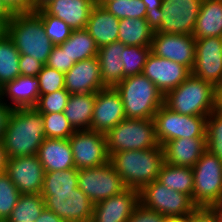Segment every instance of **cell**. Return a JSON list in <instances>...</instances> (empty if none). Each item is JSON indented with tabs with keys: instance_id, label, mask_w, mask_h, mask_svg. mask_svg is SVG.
<instances>
[{
	"instance_id": "8992f818",
	"label": "cell",
	"mask_w": 222,
	"mask_h": 222,
	"mask_svg": "<svg viewBox=\"0 0 222 222\" xmlns=\"http://www.w3.org/2000/svg\"><path fill=\"white\" fill-rule=\"evenodd\" d=\"M107 152L146 150L162 147L156 138L154 119L125 118L106 134Z\"/></svg>"
},
{
	"instance_id": "4fadbf2b",
	"label": "cell",
	"mask_w": 222,
	"mask_h": 222,
	"mask_svg": "<svg viewBox=\"0 0 222 222\" xmlns=\"http://www.w3.org/2000/svg\"><path fill=\"white\" fill-rule=\"evenodd\" d=\"M45 208L65 222H91L94 203L78 187L73 191L42 195Z\"/></svg>"
},
{
	"instance_id": "ba28073f",
	"label": "cell",
	"mask_w": 222,
	"mask_h": 222,
	"mask_svg": "<svg viewBox=\"0 0 222 222\" xmlns=\"http://www.w3.org/2000/svg\"><path fill=\"white\" fill-rule=\"evenodd\" d=\"M139 201L145 208L156 211L167 219L185 218L197 208L188 195L174 191L158 180L139 190Z\"/></svg>"
},
{
	"instance_id": "cb8c5ba5",
	"label": "cell",
	"mask_w": 222,
	"mask_h": 222,
	"mask_svg": "<svg viewBox=\"0 0 222 222\" xmlns=\"http://www.w3.org/2000/svg\"><path fill=\"white\" fill-rule=\"evenodd\" d=\"M119 21L98 2L94 5L87 21L86 30L98 48L118 41Z\"/></svg>"
},
{
	"instance_id": "1f68e13d",
	"label": "cell",
	"mask_w": 222,
	"mask_h": 222,
	"mask_svg": "<svg viewBox=\"0 0 222 222\" xmlns=\"http://www.w3.org/2000/svg\"><path fill=\"white\" fill-rule=\"evenodd\" d=\"M20 53L12 39L5 33L0 37V85L13 81L20 75Z\"/></svg>"
},
{
	"instance_id": "9f6ffc18",
	"label": "cell",
	"mask_w": 222,
	"mask_h": 222,
	"mask_svg": "<svg viewBox=\"0 0 222 222\" xmlns=\"http://www.w3.org/2000/svg\"><path fill=\"white\" fill-rule=\"evenodd\" d=\"M211 208L217 213L219 221L222 222V203L218 204V205H215Z\"/></svg>"
},
{
	"instance_id": "e575fe53",
	"label": "cell",
	"mask_w": 222,
	"mask_h": 222,
	"mask_svg": "<svg viewBox=\"0 0 222 222\" xmlns=\"http://www.w3.org/2000/svg\"><path fill=\"white\" fill-rule=\"evenodd\" d=\"M107 11L117 19L146 17V5L142 0H97Z\"/></svg>"
},
{
	"instance_id": "44dd1931",
	"label": "cell",
	"mask_w": 222,
	"mask_h": 222,
	"mask_svg": "<svg viewBox=\"0 0 222 222\" xmlns=\"http://www.w3.org/2000/svg\"><path fill=\"white\" fill-rule=\"evenodd\" d=\"M97 0H52L42 9L63 20L72 30L85 29Z\"/></svg>"
},
{
	"instance_id": "d590c367",
	"label": "cell",
	"mask_w": 222,
	"mask_h": 222,
	"mask_svg": "<svg viewBox=\"0 0 222 222\" xmlns=\"http://www.w3.org/2000/svg\"><path fill=\"white\" fill-rule=\"evenodd\" d=\"M151 53V47L125 46L122 53L123 79L142 74L144 65Z\"/></svg>"
},
{
	"instance_id": "2e32d148",
	"label": "cell",
	"mask_w": 222,
	"mask_h": 222,
	"mask_svg": "<svg viewBox=\"0 0 222 222\" xmlns=\"http://www.w3.org/2000/svg\"><path fill=\"white\" fill-rule=\"evenodd\" d=\"M44 169L37 155L9 158L6 174L21 194H41Z\"/></svg>"
},
{
	"instance_id": "7a4b0ae2",
	"label": "cell",
	"mask_w": 222,
	"mask_h": 222,
	"mask_svg": "<svg viewBox=\"0 0 222 222\" xmlns=\"http://www.w3.org/2000/svg\"><path fill=\"white\" fill-rule=\"evenodd\" d=\"M109 161L127 188L140 190L158 179L164 152L162 147L120 151L113 153Z\"/></svg>"
},
{
	"instance_id": "7dc6e473",
	"label": "cell",
	"mask_w": 222,
	"mask_h": 222,
	"mask_svg": "<svg viewBox=\"0 0 222 222\" xmlns=\"http://www.w3.org/2000/svg\"><path fill=\"white\" fill-rule=\"evenodd\" d=\"M15 12L32 11V0H3Z\"/></svg>"
},
{
	"instance_id": "f6af8a7d",
	"label": "cell",
	"mask_w": 222,
	"mask_h": 222,
	"mask_svg": "<svg viewBox=\"0 0 222 222\" xmlns=\"http://www.w3.org/2000/svg\"><path fill=\"white\" fill-rule=\"evenodd\" d=\"M43 67L44 64L36 60L34 57L28 55H20L19 59L20 75L37 77V75L41 72Z\"/></svg>"
},
{
	"instance_id": "d6986e66",
	"label": "cell",
	"mask_w": 222,
	"mask_h": 222,
	"mask_svg": "<svg viewBox=\"0 0 222 222\" xmlns=\"http://www.w3.org/2000/svg\"><path fill=\"white\" fill-rule=\"evenodd\" d=\"M139 204V190L127 188L94 204L91 222H127Z\"/></svg>"
},
{
	"instance_id": "4316f807",
	"label": "cell",
	"mask_w": 222,
	"mask_h": 222,
	"mask_svg": "<svg viewBox=\"0 0 222 222\" xmlns=\"http://www.w3.org/2000/svg\"><path fill=\"white\" fill-rule=\"evenodd\" d=\"M192 36L222 38V0H202Z\"/></svg>"
},
{
	"instance_id": "ffe728a7",
	"label": "cell",
	"mask_w": 222,
	"mask_h": 222,
	"mask_svg": "<svg viewBox=\"0 0 222 222\" xmlns=\"http://www.w3.org/2000/svg\"><path fill=\"white\" fill-rule=\"evenodd\" d=\"M64 74L65 90L70 94L96 93L106 88L101 80V71L97 56L75 63Z\"/></svg>"
},
{
	"instance_id": "bcb514c9",
	"label": "cell",
	"mask_w": 222,
	"mask_h": 222,
	"mask_svg": "<svg viewBox=\"0 0 222 222\" xmlns=\"http://www.w3.org/2000/svg\"><path fill=\"white\" fill-rule=\"evenodd\" d=\"M186 222H220L217 213L208 207H197L190 215L186 216Z\"/></svg>"
},
{
	"instance_id": "83f0119b",
	"label": "cell",
	"mask_w": 222,
	"mask_h": 222,
	"mask_svg": "<svg viewBox=\"0 0 222 222\" xmlns=\"http://www.w3.org/2000/svg\"><path fill=\"white\" fill-rule=\"evenodd\" d=\"M96 93L70 94L64 115L75 131L91 130Z\"/></svg>"
},
{
	"instance_id": "6f0895ef",
	"label": "cell",
	"mask_w": 222,
	"mask_h": 222,
	"mask_svg": "<svg viewBox=\"0 0 222 222\" xmlns=\"http://www.w3.org/2000/svg\"><path fill=\"white\" fill-rule=\"evenodd\" d=\"M6 33V24L0 19V37Z\"/></svg>"
},
{
	"instance_id": "f1b7e54d",
	"label": "cell",
	"mask_w": 222,
	"mask_h": 222,
	"mask_svg": "<svg viewBox=\"0 0 222 222\" xmlns=\"http://www.w3.org/2000/svg\"><path fill=\"white\" fill-rule=\"evenodd\" d=\"M153 33L149 19L123 18L119 21L118 41L126 46L151 47Z\"/></svg>"
},
{
	"instance_id": "8d00e7d4",
	"label": "cell",
	"mask_w": 222,
	"mask_h": 222,
	"mask_svg": "<svg viewBox=\"0 0 222 222\" xmlns=\"http://www.w3.org/2000/svg\"><path fill=\"white\" fill-rule=\"evenodd\" d=\"M41 115L46 138L69 139L75 132L64 112Z\"/></svg>"
},
{
	"instance_id": "816d5d0a",
	"label": "cell",
	"mask_w": 222,
	"mask_h": 222,
	"mask_svg": "<svg viewBox=\"0 0 222 222\" xmlns=\"http://www.w3.org/2000/svg\"><path fill=\"white\" fill-rule=\"evenodd\" d=\"M13 16L14 12L3 0H0V19L7 25Z\"/></svg>"
},
{
	"instance_id": "4dcf8cb0",
	"label": "cell",
	"mask_w": 222,
	"mask_h": 222,
	"mask_svg": "<svg viewBox=\"0 0 222 222\" xmlns=\"http://www.w3.org/2000/svg\"><path fill=\"white\" fill-rule=\"evenodd\" d=\"M59 46L62 50H66L75 63L96 57L99 49L86 29L73 30L70 37Z\"/></svg>"
},
{
	"instance_id": "836d02e7",
	"label": "cell",
	"mask_w": 222,
	"mask_h": 222,
	"mask_svg": "<svg viewBox=\"0 0 222 222\" xmlns=\"http://www.w3.org/2000/svg\"><path fill=\"white\" fill-rule=\"evenodd\" d=\"M78 172L79 170L76 168L45 172L41 195H53V192L73 191L78 187Z\"/></svg>"
},
{
	"instance_id": "9a60e30c",
	"label": "cell",
	"mask_w": 222,
	"mask_h": 222,
	"mask_svg": "<svg viewBox=\"0 0 222 222\" xmlns=\"http://www.w3.org/2000/svg\"><path fill=\"white\" fill-rule=\"evenodd\" d=\"M195 44L196 39L192 35L154 32L151 52L191 71L195 63Z\"/></svg>"
},
{
	"instance_id": "8fae6325",
	"label": "cell",
	"mask_w": 222,
	"mask_h": 222,
	"mask_svg": "<svg viewBox=\"0 0 222 222\" xmlns=\"http://www.w3.org/2000/svg\"><path fill=\"white\" fill-rule=\"evenodd\" d=\"M78 188L94 203L121 194L127 189L109 162L78 172Z\"/></svg>"
},
{
	"instance_id": "52a82bcc",
	"label": "cell",
	"mask_w": 222,
	"mask_h": 222,
	"mask_svg": "<svg viewBox=\"0 0 222 222\" xmlns=\"http://www.w3.org/2000/svg\"><path fill=\"white\" fill-rule=\"evenodd\" d=\"M193 203L211 208L222 203V160L206 150L192 167Z\"/></svg>"
},
{
	"instance_id": "d4e9b609",
	"label": "cell",
	"mask_w": 222,
	"mask_h": 222,
	"mask_svg": "<svg viewBox=\"0 0 222 222\" xmlns=\"http://www.w3.org/2000/svg\"><path fill=\"white\" fill-rule=\"evenodd\" d=\"M44 172L75 168L68 139L45 138L37 153Z\"/></svg>"
},
{
	"instance_id": "680465c9",
	"label": "cell",
	"mask_w": 222,
	"mask_h": 222,
	"mask_svg": "<svg viewBox=\"0 0 222 222\" xmlns=\"http://www.w3.org/2000/svg\"><path fill=\"white\" fill-rule=\"evenodd\" d=\"M166 222H186V217L181 219H167Z\"/></svg>"
},
{
	"instance_id": "ab89813d",
	"label": "cell",
	"mask_w": 222,
	"mask_h": 222,
	"mask_svg": "<svg viewBox=\"0 0 222 222\" xmlns=\"http://www.w3.org/2000/svg\"><path fill=\"white\" fill-rule=\"evenodd\" d=\"M207 150L222 160V115L212 111L206 120Z\"/></svg>"
},
{
	"instance_id": "f546056e",
	"label": "cell",
	"mask_w": 222,
	"mask_h": 222,
	"mask_svg": "<svg viewBox=\"0 0 222 222\" xmlns=\"http://www.w3.org/2000/svg\"><path fill=\"white\" fill-rule=\"evenodd\" d=\"M164 186L188 195L193 201V169L173 166L164 162L159 171L158 179Z\"/></svg>"
},
{
	"instance_id": "74e56055",
	"label": "cell",
	"mask_w": 222,
	"mask_h": 222,
	"mask_svg": "<svg viewBox=\"0 0 222 222\" xmlns=\"http://www.w3.org/2000/svg\"><path fill=\"white\" fill-rule=\"evenodd\" d=\"M42 19L45 34L54 45L64 43L73 31L63 20L48 15L43 9L35 11Z\"/></svg>"
},
{
	"instance_id": "f907efd6",
	"label": "cell",
	"mask_w": 222,
	"mask_h": 222,
	"mask_svg": "<svg viewBox=\"0 0 222 222\" xmlns=\"http://www.w3.org/2000/svg\"><path fill=\"white\" fill-rule=\"evenodd\" d=\"M36 222H65L58 217L54 212L44 208L41 215L35 220Z\"/></svg>"
},
{
	"instance_id": "91938a15",
	"label": "cell",
	"mask_w": 222,
	"mask_h": 222,
	"mask_svg": "<svg viewBox=\"0 0 222 222\" xmlns=\"http://www.w3.org/2000/svg\"><path fill=\"white\" fill-rule=\"evenodd\" d=\"M3 101V91H2V86L0 85V102Z\"/></svg>"
},
{
	"instance_id": "d6a6232c",
	"label": "cell",
	"mask_w": 222,
	"mask_h": 222,
	"mask_svg": "<svg viewBox=\"0 0 222 222\" xmlns=\"http://www.w3.org/2000/svg\"><path fill=\"white\" fill-rule=\"evenodd\" d=\"M44 208L41 194H21L6 222H34Z\"/></svg>"
},
{
	"instance_id": "681fc988",
	"label": "cell",
	"mask_w": 222,
	"mask_h": 222,
	"mask_svg": "<svg viewBox=\"0 0 222 222\" xmlns=\"http://www.w3.org/2000/svg\"><path fill=\"white\" fill-rule=\"evenodd\" d=\"M142 2L146 5V17L152 20L161 10L163 0H142Z\"/></svg>"
},
{
	"instance_id": "e0dca14e",
	"label": "cell",
	"mask_w": 222,
	"mask_h": 222,
	"mask_svg": "<svg viewBox=\"0 0 222 222\" xmlns=\"http://www.w3.org/2000/svg\"><path fill=\"white\" fill-rule=\"evenodd\" d=\"M126 118L121 97L114 87L96 92L91 130L106 134Z\"/></svg>"
},
{
	"instance_id": "6da1fadb",
	"label": "cell",
	"mask_w": 222,
	"mask_h": 222,
	"mask_svg": "<svg viewBox=\"0 0 222 222\" xmlns=\"http://www.w3.org/2000/svg\"><path fill=\"white\" fill-rule=\"evenodd\" d=\"M41 113L35 107L13 109L2 139L9 158L37 155L45 132Z\"/></svg>"
},
{
	"instance_id": "603a6c76",
	"label": "cell",
	"mask_w": 222,
	"mask_h": 222,
	"mask_svg": "<svg viewBox=\"0 0 222 222\" xmlns=\"http://www.w3.org/2000/svg\"><path fill=\"white\" fill-rule=\"evenodd\" d=\"M3 102L12 109L35 107L39 99V80L33 76H18L3 87Z\"/></svg>"
},
{
	"instance_id": "7c38bea8",
	"label": "cell",
	"mask_w": 222,
	"mask_h": 222,
	"mask_svg": "<svg viewBox=\"0 0 222 222\" xmlns=\"http://www.w3.org/2000/svg\"><path fill=\"white\" fill-rule=\"evenodd\" d=\"M68 140L76 169L98 167L109 162L105 134L81 130L75 131Z\"/></svg>"
},
{
	"instance_id": "3957f363",
	"label": "cell",
	"mask_w": 222,
	"mask_h": 222,
	"mask_svg": "<svg viewBox=\"0 0 222 222\" xmlns=\"http://www.w3.org/2000/svg\"><path fill=\"white\" fill-rule=\"evenodd\" d=\"M20 55H28L46 65L54 44L45 34L42 19L35 11L15 12L6 25Z\"/></svg>"
},
{
	"instance_id": "60d3db41",
	"label": "cell",
	"mask_w": 222,
	"mask_h": 222,
	"mask_svg": "<svg viewBox=\"0 0 222 222\" xmlns=\"http://www.w3.org/2000/svg\"><path fill=\"white\" fill-rule=\"evenodd\" d=\"M69 96L70 93L65 89L40 95L35 108L41 114L64 112Z\"/></svg>"
},
{
	"instance_id": "ee69618b",
	"label": "cell",
	"mask_w": 222,
	"mask_h": 222,
	"mask_svg": "<svg viewBox=\"0 0 222 222\" xmlns=\"http://www.w3.org/2000/svg\"><path fill=\"white\" fill-rule=\"evenodd\" d=\"M166 220L167 218L160 213L149 210L139 204L127 222H166Z\"/></svg>"
},
{
	"instance_id": "5bb4252c",
	"label": "cell",
	"mask_w": 222,
	"mask_h": 222,
	"mask_svg": "<svg viewBox=\"0 0 222 222\" xmlns=\"http://www.w3.org/2000/svg\"><path fill=\"white\" fill-rule=\"evenodd\" d=\"M191 74L215 87L222 83V38L196 39L195 63Z\"/></svg>"
},
{
	"instance_id": "277c9868",
	"label": "cell",
	"mask_w": 222,
	"mask_h": 222,
	"mask_svg": "<svg viewBox=\"0 0 222 222\" xmlns=\"http://www.w3.org/2000/svg\"><path fill=\"white\" fill-rule=\"evenodd\" d=\"M164 105L182 115L208 117L215 110L216 87L191 74L164 95Z\"/></svg>"
},
{
	"instance_id": "484cf974",
	"label": "cell",
	"mask_w": 222,
	"mask_h": 222,
	"mask_svg": "<svg viewBox=\"0 0 222 222\" xmlns=\"http://www.w3.org/2000/svg\"><path fill=\"white\" fill-rule=\"evenodd\" d=\"M126 45L113 42L98 49L101 80L106 87H114L123 80L122 53Z\"/></svg>"
},
{
	"instance_id": "b9f144b4",
	"label": "cell",
	"mask_w": 222,
	"mask_h": 222,
	"mask_svg": "<svg viewBox=\"0 0 222 222\" xmlns=\"http://www.w3.org/2000/svg\"><path fill=\"white\" fill-rule=\"evenodd\" d=\"M37 78L40 95L65 89V74L47 65H44Z\"/></svg>"
},
{
	"instance_id": "f5cc1de1",
	"label": "cell",
	"mask_w": 222,
	"mask_h": 222,
	"mask_svg": "<svg viewBox=\"0 0 222 222\" xmlns=\"http://www.w3.org/2000/svg\"><path fill=\"white\" fill-rule=\"evenodd\" d=\"M9 157L7 156V152L4 148L3 142L0 141V174L6 173V166Z\"/></svg>"
},
{
	"instance_id": "30bf717a",
	"label": "cell",
	"mask_w": 222,
	"mask_h": 222,
	"mask_svg": "<svg viewBox=\"0 0 222 222\" xmlns=\"http://www.w3.org/2000/svg\"><path fill=\"white\" fill-rule=\"evenodd\" d=\"M153 119L156 138L161 146L179 138H206L207 117L182 115L163 104Z\"/></svg>"
},
{
	"instance_id": "db71d44e",
	"label": "cell",
	"mask_w": 222,
	"mask_h": 222,
	"mask_svg": "<svg viewBox=\"0 0 222 222\" xmlns=\"http://www.w3.org/2000/svg\"><path fill=\"white\" fill-rule=\"evenodd\" d=\"M215 110L222 115V83L216 87Z\"/></svg>"
},
{
	"instance_id": "ac0fdd59",
	"label": "cell",
	"mask_w": 222,
	"mask_h": 222,
	"mask_svg": "<svg viewBox=\"0 0 222 222\" xmlns=\"http://www.w3.org/2000/svg\"><path fill=\"white\" fill-rule=\"evenodd\" d=\"M142 74L151 80L165 95L186 80L191 75V71L175 61L161 58L151 52Z\"/></svg>"
},
{
	"instance_id": "11a10c76",
	"label": "cell",
	"mask_w": 222,
	"mask_h": 222,
	"mask_svg": "<svg viewBox=\"0 0 222 222\" xmlns=\"http://www.w3.org/2000/svg\"><path fill=\"white\" fill-rule=\"evenodd\" d=\"M52 0H32V11L42 9L46 4Z\"/></svg>"
},
{
	"instance_id": "c3c4849f",
	"label": "cell",
	"mask_w": 222,
	"mask_h": 222,
	"mask_svg": "<svg viewBox=\"0 0 222 222\" xmlns=\"http://www.w3.org/2000/svg\"><path fill=\"white\" fill-rule=\"evenodd\" d=\"M12 110L13 109L10 106H7L3 101L0 102V141H2L4 137L9 116Z\"/></svg>"
},
{
	"instance_id": "9c48e42d",
	"label": "cell",
	"mask_w": 222,
	"mask_h": 222,
	"mask_svg": "<svg viewBox=\"0 0 222 222\" xmlns=\"http://www.w3.org/2000/svg\"><path fill=\"white\" fill-rule=\"evenodd\" d=\"M202 0H163L151 20L154 32L192 35Z\"/></svg>"
},
{
	"instance_id": "7402d4cb",
	"label": "cell",
	"mask_w": 222,
	"mask_h": 222,
	"mask_svg": "<svg viewBox=\"0 0 222 222\" xmlns=\"http://www.w3.org/2000/svg\"><path fill=\"white\" fill-rule=\"evenodd\" d=\"M206 138H179L166 142L162 148L164 162L192 168L207 150Z\"/></svg>"
},
{
	"instance_id": "5b68a950",
	"label": "cell",
	"mask_w": 222,
	"mask_h": 222,
	"mask_svg": "<svg viewBox=\"0 0 222 222\" xmlns=\"http://www.w3.org/2000/svg\"><path fill=\"white\" fill-rule=\"evenodd\" d=\"M114 88L121 97L126 118L153 119L164 104V95L143 74L126 77Z\"/></svg>"
},
{
	"instance_id": "7bdbcfd3",
	"label": "cell",
	"mask_w": 222,
	"mask_h": 222,
	"mask_svg": "<svg viewBox=\"0 0 222 222\" xmlns=\"http://www.w3.org/2000/svg\"><path fill=\"white\" fill-rule=\"evenodd\" d=\"M75 62L69 57L66 50H62L59 45H54L46 65L63 73L68 72Z\"/></svg>"
},
{
	"instance_id": "f35d334b",
	"label": "cell",
	"mask_w": 222,
	"mask_h": 222,
	"mask_svg": "<svg viewBox=\"0 0 222 222\" xmlns=\"http://www.w3.org/2000/svg\"><path fill=\"white\" fill-rule=\"evenodd\" d=\"M20 195L9 176L0 174V222H6L10 217Z\"/></svg>"
}]
</instances>
